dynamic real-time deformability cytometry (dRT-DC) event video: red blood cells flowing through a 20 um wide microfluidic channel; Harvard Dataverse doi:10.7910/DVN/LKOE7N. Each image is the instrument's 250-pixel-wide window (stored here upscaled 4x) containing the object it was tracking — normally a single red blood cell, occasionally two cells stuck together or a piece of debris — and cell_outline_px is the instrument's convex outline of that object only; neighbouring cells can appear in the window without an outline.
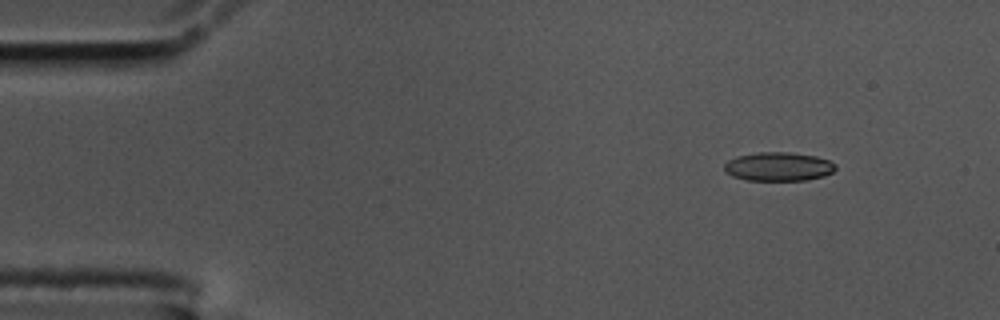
{"species": "common noctule bat (a hibernating species)", "species_latin": "Nyctalus noctula", "temperature_condition": "cold", "stored_images_in_passage": 58, "segment_of_instrument_passage": [1, 2], "camera_frame_rate_fps": 3000, "um_per_image_px": 0.085, "animal": {"sex": "male", "body_mass_g": 17.5, "forearm_length_mm": 52.3}, "frame": {"image": 1, "passage_image": 6, "time_ms": 1.667, "image_size_px": [1000, 320], "cell_outline_px": [[836, 168], [832, 172], [824, 176], [804, 180], [744, 180], [732, 176], [724, 172], [724, 164], [728, 160], [736, 156], [756, 152], [792, 152], [816, 156], [828, 160], [836, 164]], "centroid_in_image_um": [66.14, 14.15], "position_along_channel_um": 18.9, "area_um2": 18.84}}
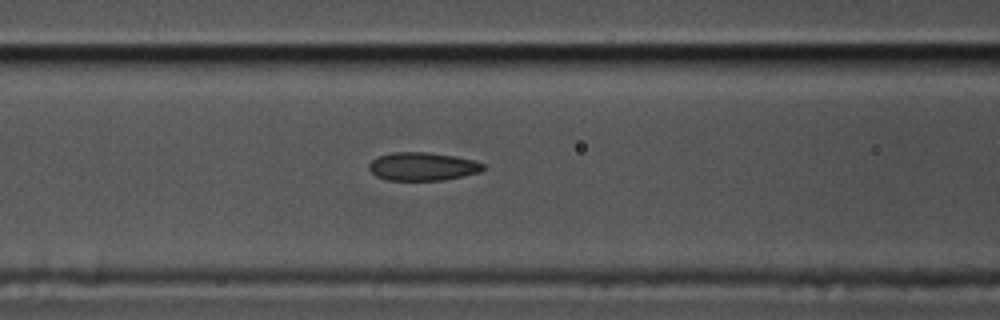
{"frame": {"image": 2, "passage_image": 23, "time_ms": 7.333, "image_size_px": [1000, 320], "cell_outline_px": [[484, 168], [480, 172], [464, 176], [444, 180], [388, 180], [376, 176], [368, 168], [368, 164], [376, 156], [392, 152], [428, 152], [456, 156], [476, 160], [484, 164]], "centroid_in_image_um": [35.92, 14.14], "position_along_channel_um": 130.7, "area_um2": 19.02}}
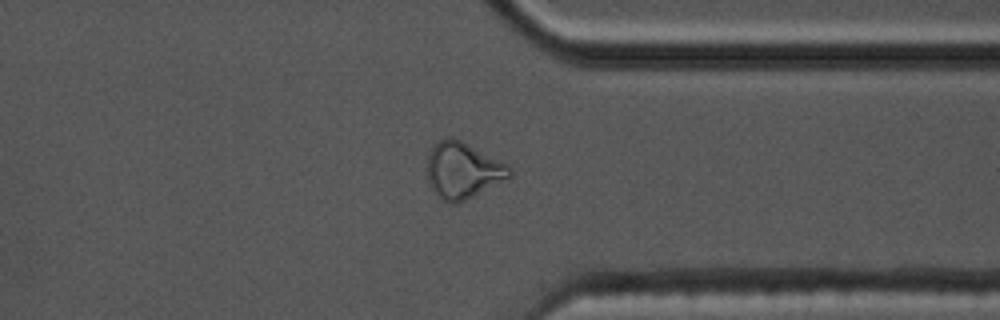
{"frame": {"image": 3, "passage_image": 44, "time_ms": 14.333, "image_size_px": [1000, 320], "cell_outline_px": [[512, 176], [456, 204], [448, 204], [432, 188], [428, 180], [424, 168], [428, 152], [436, 140], [444, 136], [448, 136], [460, 140], [508, 164], [512, 168]], "centroid_in_image_um": [39.28, 14.44], "position_along_channel_um": 372.1, "area_um2": 27.22}}